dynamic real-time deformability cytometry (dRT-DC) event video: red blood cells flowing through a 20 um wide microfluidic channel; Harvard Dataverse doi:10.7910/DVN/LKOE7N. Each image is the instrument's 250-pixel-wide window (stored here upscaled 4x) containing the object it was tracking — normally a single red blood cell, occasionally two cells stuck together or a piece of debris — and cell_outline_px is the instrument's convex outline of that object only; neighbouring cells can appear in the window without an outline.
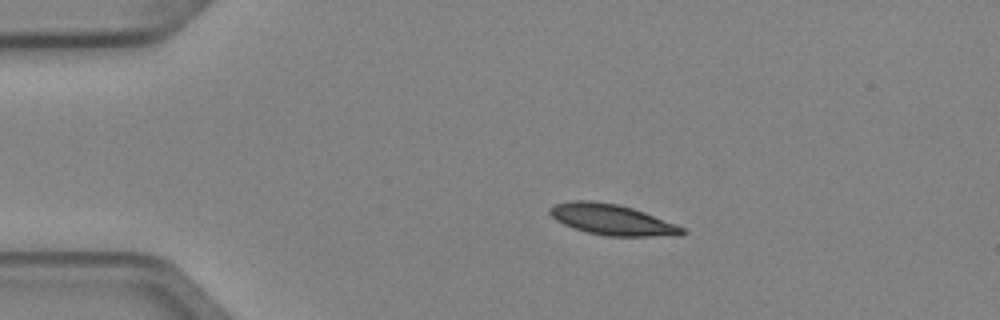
{"species": "Egyptian fruit bat (a non-hibernating species)", "species_latin": "Rousettus aegyptiacus", "temperature_condition": "cold", "stored_images_in_passage": 3, "camera_frame_rate_fps": 3000, "um_per_image_px": 0.085, "animal": {"sex": "female"}, "frame": {"image": 1, "passage_image": 2, "time_ms": 0.333, "image_size_px": [1000, 320], "cell_outline_px": [[688, 232], [680, 236], [608, 236], [588, 232], [572, 228], [556, 220], [548, 212], [548, 208], [556, 204], [568, 200], [588, 200], [620, 204], [644, 212], [676, 224], [684, 228]], "centroid_in_image_um": [52.03, 18.67], "position_along_channel_um": 33.0, "area_um2": 23.87}}